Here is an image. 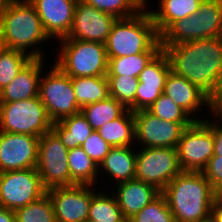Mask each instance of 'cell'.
Here are the masks:
<instances>
[{"label": "cell", "instance_id": "1", "mask_svg": "<svg viewBox=\"0 0 222 222\" xmlns=\"http://www.w3.org/2000/svg\"><path fill=\"white\" fill-rule=\"evenodd\" d=\"M171 71L186 78L212 98L222 77V37L176 45H161Z\"/></svg>", "mask_w": 222, "mask_h": 222}, {"label": "cell", "instance_id": "2", "mask_svg": "<svg viewBox=\"0 0 222 222\" xmlns=\"http://www.w3.org/2000/svg\"><path fill=\"white\" fill-rule=\"evenodd\" d=\"M175 222H197L211 216L217 191L202 172L182 171L162 191Z\"/></svg>", "mask_w": 222, "mask_h": 222}, {"label": "cell", "instance_id": "3", "mask_svg": "<svg viewBox=\"0 0 222 222\" xmlns=\"http://www.w3.org/2000/svg\"><path fill=\"white\" fill-rule=\"evenodd\" d=\"M51 39L45 32L33 4L29 0H10L0 18V46L19 50L32 58H45L37 47ZM28 52L29 47L32 46ZM27 49V51H26Z\"/></svg>", "mask_w": 222, "mask_h": 222}, {"label": "cell", "instance_id": "4", "mask_svg": "<svg viewBox=\"0 0 222 222\" xmlns=\"http://www.w3.org/2000/svg\"><path fill=\"white\" fill-rule=\"evenodd\" d=\"M107 58L162 49L160 35L146 8L127 18H117L106 39Z\"/></svg>", "mask_w": 222, "mask_h": 222}, {"label": "cell", "instance_id": "5", "mask_svg": "<svg viewBox=\"0 0 222 222\" xmlns=\"http://www.w3.org/2000/svg\"><path fill=\"white\" fill-rule=\"evenodd\" d=\"M222 37V0H203L196 13L175 21L161 36V45Z\"/></svg>", "mask_w": 222, "mask_h": 222}, {"label": "cell", "instance_id": "6", "mask_svg": "<svg viewBox=\"0 0 222 222\" xmlns=\"http://www.w3.org/2000/svg\"><path fill=\"white\" fill-rule=\"evenodd\" d=\"M61 50L55 64L70 76H106L108 58L104 43L75 39H59Z\"/></svg>", "mask_w": 222, "mask_h": 222}, {"label": "cell", "instance_id": "7", "mask_svg": "<svg viewBox=\"0 0 222 222\" xmlns=\"http://www.w3.org/2000/svg\"><path fill=\"white\" fill-rule=\"evenodd\" d=\"M53 121L39 97L0 103V131L40 137L49 132Z\"/></svg>", "mask_w": 222, "mask_h": 222}, {"label": "cell", "instance_id": "8", "mask_svg": "<svg viewBox=\"0 0 222 222\" xmlns=\"http://www.w3.org/2000/svg\"><path fill=\"white\" fill-rule=\"evenodd\" d=\"M176 150L182 171L202 172L214 153L213 118L185 127Z\"/></svg>", "mask_w": 222, "mask_h": 222}, {"label": "cell", "instance_id": "9", "mask_svg": "<svg viewBox=\"0 0 222 222\" xmlns=\"http://www.w3.org/2000/svg\"><path fill=\"white\" fill-rule=\"evenodd\" d=\"M39 81L38 97L46 107L53 122L80 113L72 78L62 72L55 64Z\"/></svg>", "mask_w": 222, "mask_h": 222}, {"label": "cell", "instance_id": "10", "mask_svg": "<svg viewBox=\"0 0 222 222\" xmlns=\"http://www.w3.org/2000/svg\"><path fill=\"white\" fill-rule=\"evenodd\" d=\"M68 151L52 130L40 136L36 170L46 190L76 185L70 178Z\"/></svg>", "mask_w": 222, "mask_h": 222}, {"label": "cell", "instance_id": "11", "mask_svg": "<svg viewBox=\"0 0 222 222\" xmlns=\"http://www.w3.org/2000/svg\"><path fill=\"white\" fill-rule=\"evenodd\" d=\"M182 172L175 148H140L136 153L135 179L162 191Z\"/></svg>", "mask_w": 222, "mask_h": 222}, {"label": "cell", "instance_id": "12", "mask_svg": "<svg viewBox=\"0 0 222 222\" xmlns=\"http://www.w3.org/2000/svg\"><path fill=\"white\" fill-rule=\"evenodd\" d=\"M47 193L36 168L0 173V206L16 210Z\"/></svg>", "mask_w": 222, "mask_h": 222}, {"label": "cell", "instance_id": "13", "mask_svg": "<svg viewBox=\"0 0 222 222\" xmlns=\"http://www.w3.org/2000/svg\"><path fill=\"white\" fill-rule=\"evenodd\" d=\"M191 124L162 120L147 110L135 111V142L140 143L142 148L169 147L176 149L184 128Z\"/></svg>", "mask_w": 222, "mask_h": 222}, {"label": "cell", "instance_id": "14", "mask_svg": "<svg viewBox=\"0 0 222 222\" xmlns=\"http://www.w3.org/2000/svg\"><path fill=\"white\" fill-rule=\"evenodd\" d=\"M93 185L54 187L47 190L56 222H86L95 190Z\"/></svg>", "mask_w": 222, "mask_h": 222}, {"label": "cell", "instance_id": "15", "mask_svg": "<svg viewBox=\"0 0 222 222\" xmlns=\"http://www.w3.org/2000/svg\"><path fill=\"white\" fill-rule=\"evenodd\" d=\"M39 139L0 131V173L36 168Z\"/></svg>", "mask_w": 222, "mask_h": 222}, {"label": "cell", "instance_id": "16", "mask_svg": "<svg viewBox=\"0 0 222 222\" xmlns=\"http://www.w3.org/2000/svg\"><path fill=\"white\" fill-rule=\"evenodd\" d=\"M116 17L78 0L74 10L72 27L62 39H75L105 43Z\"/></svg>", "mask_w": 222, "mask_h": 222}, {"label": "cell", "instance_id": "17", "mask_svg": "<svg viewBox=\"0 0 222 222\" xmlns=\"http://www.w3.org/2000/svg\"><path fill=\"white\" fill-rule=\"evenodd\" d=\"M170 72L168 56L161 49L138 76L135 111L147 110L161 96Z\"/></svg>", "mask_w": 222, "mask_h": 222}, {"label": "cell", "instance_id": "18", "mask_svg": "<svg viewBox=\"0 0 222 222\" xmlns=\"http://www.w3.org/2000/svg\"><path fill=\"white\" fill-rule=\"evenodd\" d=\"M42 22L48 36L62 39L72 27L74 10L78 0H29Z\"/></svg>", "mask_w": 222, "mask_h": 222}, {"label": "cell", "instance_id": "19", "mask_svg": "<svg viewBox=\"0 0 222 222\" xmlns=\"http://www.w3.org/2000/svg\"><path fill=\"white\" fill-rule=\"evenodd\" d=\"M163 94L171 98L178 106L184 109L195 121L202 119L196 118V112L202 110L203 105H207L209 111L212 110L211 98L198 86L192 84L186 78L169 73ZM195 113V114H194ZM194 117H193V116Z\"/></svg>", "mask_w": 222, "mask_h": 222}, {"label": "cell", "instance_id": "20", "mask_svg": "<svg viewBox=\"0 0 222 222\" xmlns=\"http://www.w3.org/2000/svg\"><path fill=\"white\" fill-rule=\"evenodd\" d=\"M43 58H32L18 75L0 90V103L38 97L39 81L43 74Z\"/></svg>", "mask_w": 222, "mask_h": 222}, {"label": "cell", "instance_id": "21", "mask_svg": "<svg viewBox=\"0 0 222 222\" xmlns=\"http://www.w3.org/2000/svg\"><path fill=\"white\" fill-rule=\"evenodd\" d=\"M161 191L138 179L117 184L115 198L124 217L128 220L154 200Z\"/></svg>", "mask_w": 222, "mask_h": 222}, {"label": "cell", "instance_id": "22", "mask_svg": "<svg viewBox=\"0 0 222 222\" xmlns=\"http://www.w3.org/2000/svg\"><path fill=\"white\" fill-rule=\"evenodd\" d=\"M111 147L104 160L99 165V170L109 175L117 184L135 179L136 151L134 147ZM119 181V182H118Z\"/></svg>", "mask_w": 222, "mask_h": 222}, {"label": "cell", "instance_id": "23", "mask_svg": "<svg viewBox=\"0 0 222 222\" xmlns=\"http://www.w3.org/2000/svg\"><path fill=\"white\" fill-rule=\"evenodd\" d=\"M203 0H159L158 11L149 9L158 34L161 36L175 21L196 13Z\"/></svg>", "mask_w": 222, "mask_h": 222}, {"label": "cell", "instance_id": "24", "mask_svg": "<svg viewBox=\"0 0 222 222\" xmlns=\"http://www.w3.org/2000/svg\"><path fill=\"white\" fill-rule=\"evenodd\" d=\"M51 130L68 150L82 146L94 132L81 112L53 122Z\"/></svg>", "mask_w": 222, "mask_h": 222}, {"label": "cell", "instance_id": "25", "mask_svg": "<svg viewBox=\"0 0 222 222\" xmlns=\"http://www.w3.org/2000/svg\"><path fill=\"white\" fill-rule=\"evenodd\" d=\"M96 132L111 147L131 146L132 143L135 145L134 112L127 109L120 117L106 123Z\"/></svg>", "mask_w": 222, "mask_h": 222}, {"label": "cell", "instance_id": "26", "mask_svg": "<svg viewBox=\"0 0 222 222\" xmlns=\"http://www.w3.org/2000/svg\"><path fill=\"white\" fill-rule=\"evenodd\" d=\"M77 104L80 108L109 96V80L106 76L72 78Z\"/></svg>", "mask_w": 222, "mask_h": 222}, {"label": "cell", "instance_id": "27", "mask_svg": "<svg viewBox=\"0 0 222 222\" xmlns=\"http://www.w3.org/2000/svg\"><path fill=\"white\" fill-rule=\"evenodd\" d=\"M68 165L70 178L75 184L96 186L99 166L81 147L68 151Z\"/></svg>", "mask_w": 222, "mask_h": 222}, {"label": "cell", "instance_id": "28", "mask_svg": "<svg viewBox=\"0 0 222 222\" xmlns=\"http://www.w3.org/2000/svg\"><path fill=\"white\" fill-rule=\"evenodd\" d=\"M127 109L116 99L108 96L96 103L85 105L80 112L86 118L94 131H97L106 123L120 117Z\"/></svg>", "mask_w": 222, "mask_h": 222}, {"label": "cell", "instance_id": "29", "mask_svg": "<svg viewBox=\"0 0 222 222\" xmlns=\"http://www.w3.org/2000/svg\"><path fill=\"white\" fill-rule=\"evenodd\" d=\"M96 192L89 207L88 220L97 222H127L117 203L115 194Z\"/></svg>", "mask_w": 222, "mask_h": 222}, {"label": "cell", "instance_id": "30", "mask_svg": "<svg viewBox=\"0 0 222 222\" xmlns=\"http://www.w3.org/2000/svg\"><path fill=\"white\" fill-rule=\"evenodd\" d=\"M159 51H146L130 56L108 58L106 76H130L138 78L140 72Z\"/></svg>", "mask_w": 222, "mask_h": 222}, {"label": "cell", "instance_id": "31", "mask_svg": "<svg viewBox=\"0 0 222 222\" xmlns=\"http://www.w3.org/2000/svg\"><path fill=\"white\" fill-rule=\"evenodd\" d=\"M31 59L27 53L0 46V90L7 86Z\"/></svg>", "mask_w": 222, "mask_h": 222}, {"label": "cell", "instance_id": "32", "mask_svg": "<svg viewBox=\"0 0 222 222\" xmlns=\"http://www.w3.org/2000/svg\"><path fill=\"white\" fill-rule=\"evenodd\" d=\"M16 222H56L48 193L32 203L14 210Z\"/></svg>", "mask_w": 222, "mask_h": 222}, {"label": "cell", "instance_id": "33", "mask_svg": "<svg viewBox=\"0 0 222 222\" xmlns=\"http://www.w3.org/2000/svg\"><path fill=\"white\" fill-rule=\"evenodd\" d=\"M109 80V96L120 102L126 109L135 112V94L138 78L130 76H106Z\"/></svg>", "mask_w": 222, "mask_h": 222}, {"label": "cell", "instance_id": "34", "mask_svg": "<svg viewBox=\"0 0 222 222\" xmlns=\"http://www.w3.org/2000/svg\"><path fill=\"white\" fill-rule=\"evenodd\" d=\"M98 10L116 18H127L137 14L148 4L146 0H82Z\"/></svg>", "mask_w": 222, "mask_h": 222}, {"label": "cell", "instance_id": "35", "mask_svg": "<svg viewBox=\"0 0 222 222\" xmlns=\"http://www.w3.org/2000/svg\"><path fill=\"white\" fill-rule=\"evenodd\" d=\"M152 115L166 121L176 123H193L195 120L184 109L178 106L165 94L161 96L147 109Z\"/></svg>", "mask_w": 222, "mask_h": 222}, {"label": "cell", "instance_id": "36", "mask_svg": "<svg viewBox=\"0 0 222 222\" xmlns=\"http://www.w3.org/2000/svg\"><path fill=\"white\" fill-rule=\"evenodd\" d=\"M127 222H175V219L168 207L165 196L160 193Z\"/></svg>", "mask_w": 222, "mask_h": 222}, {"label": "cell", "instance_id": "37", "mask_svg": "<svg viewBox=\"0 0 222 222\" xmlns=\"http://www.w3.org/2000/svg\"><path fill=\"white\" fill-rule=\"evenodd\" d=\"M85 153L99 166L110 151L111 146L94 131L80 146Z\"/></svg>", "mask_w": 222, "mask_h": 222}, {"label": "cell", "instance_id": "38", "mask_svg": "<svg viewBox=\"0 0 222 222\" xmlns=\"http://www.w3.org/2000/svg\"><path fill=\"white\" fill-rule=\"evenodd\" d=\"M202 173L218 192L222 188V156H212Z\"/></svg>", "mask_w": 222, "mask_h": 222}, {"label": "cell", "instance_id": "39", "mask_svg": "<svg viewBox=\"0 0 222 222\" xmlns=\"http://www.w3.org/2000/svg\"><path fill=\"white\" fill-rule=\"evenodd\" d=\"M216 121H213V135H214V153L213 156H222V124L219 122L222 120V111L215 109L211 110ZM219 119V121H217ZM219 123V124H218Z\"/></svg>", "mask_w": 222, "mask_h": 222}, {"label": "cell", "instance_id": "40", "mask_svg": "<svg viewBox=\"0 0 222 222\" xmlns=\"http://www.w3.org/2000/svg\"><path fill=\"white\" fill-rule=\"evenodd\" d=\"M211 217L214 222H222V198L218 196L211 206Z\"/></svg>", "mask_w": 222, "mask_h": 222}, {"label": "cell", "instance_id": "41", "mask_svg": "<svg viewBox=\"0 0 222 222\" xmlns=\"http://www.w3.org/2000/svg\"><path fill=\"white\" fill-rule=\"evenodd\" d=\"M212 109L222 111V77L215 95L211 98Z\"/></svg>", "mask_w": 222, "mask_h": 222}, {"label": "cell", "instance_id": "42", "mask_svg": "<svg viewBox=\"0 0 222 222\" xmlns=\"http://www.w3.org/2000/svg\"><path fill=\"white\" fill-rule=\"evenodd\" d=\"M0 222H16L14 210L0 206Z\"/></svg>", "mask_w": 222, "mask_h": 222}, {"label": "cell", "instance_id": "43", "mask_svg": "<svg viewBox=\"0 0 222 222\" xmlns=\"http://www.w3.org/2000/svg\"><path fill=\"white\" fill-rule=\"evenodd\" d=\"M10 0H0V18L2 14L5 12Z\"/></svg>", "mask_w": 222, "mask_h": 222}, {"label": "cell", "instance_id": "44", "mask_svg": "<svg viewBox=\"0 0 222 222\" xmlns=\"http://www.w3.org/2000/svg\"><path fill=\"white\" fill-rule=\"evenodd\" d=\"M197 222H214V220H213V218L211 216H209L208 218L200 220V221H197Z\"/></svg>", "mask_w": 222, "mask_h": 222}, {"label": "cell", "instance_id": "45", "mask_svg": "<svg viewBox=\"0 0 222 222\" xmlns=\"http://www.w3.org/2000/svg\"><path fill=\"white\" fill-rule=\"evenodd\" d=\"M217 196L222 198V188L217 192Z\"/></svg>", "mask_w": 222, "mask_h": 222}]
</instances>
